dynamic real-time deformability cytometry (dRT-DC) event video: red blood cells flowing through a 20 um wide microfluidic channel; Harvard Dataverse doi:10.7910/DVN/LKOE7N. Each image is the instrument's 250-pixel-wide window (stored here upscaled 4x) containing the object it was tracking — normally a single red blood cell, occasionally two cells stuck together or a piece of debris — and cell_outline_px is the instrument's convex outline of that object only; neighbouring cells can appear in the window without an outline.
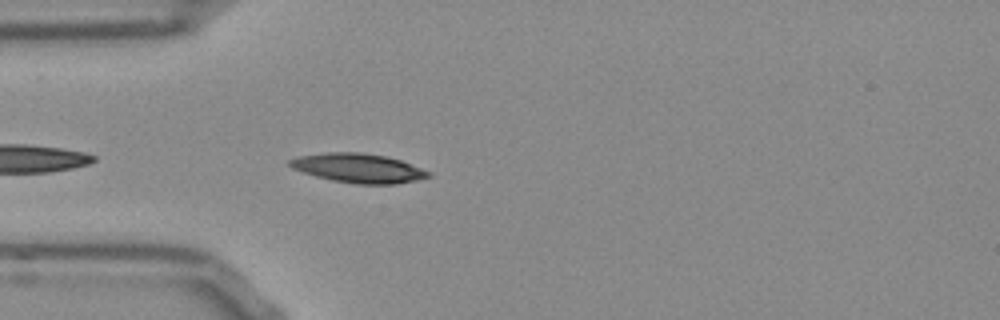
{"species": "Egyptian fruit bat (a non-hibernating species)", "species_latin": "Rousettus aegyptiacus", "temperature_condition": "room temperature", "stored_images_in_passage": 11, "camera_frame_rate_fps": 3000, "um_per_image_px": 0.085, "frame": {"image": 1, "passage_image": 1, "time_ms": 0.0, "image_size_px": [1000, 320], "cell_outline_px": [[432, 176], [416, 180], [396, 184], [356, 184], [332, 180], [316, 176], [292, 168], [288, 164], [288, 160], [300, 156], [328, 152], [360, 152], [384, 156], [400, 160], [432, 172]], "centroid_in_image_um": [30.48, 14.29], "position_along_channel_um": 54.5, "area_um2": 23.47}}
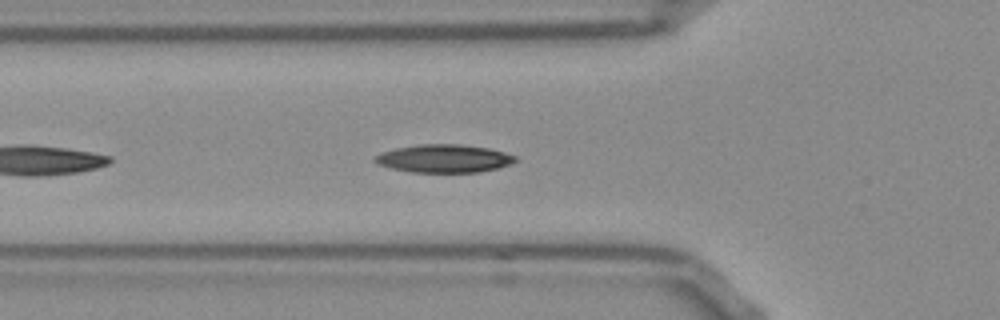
{"frame": {"image": 2, "passage_image": 4, "time_ms": 1.0, "image_size_px": [1000, 320], "cell_outline_px": [[516, 160], [508, 164], [496, 168], [480, 172], [408, 172], [376, 164], [372, 160], [376, 156], [384, 152], [396, 148], [420, 144], [460, 144], [488, 148], [504, 152], [516, 156]], "centroid_in_image_um": [37.71, 13.47], "position_along_channel_um": 88.1, "area_um2": 22.77}}